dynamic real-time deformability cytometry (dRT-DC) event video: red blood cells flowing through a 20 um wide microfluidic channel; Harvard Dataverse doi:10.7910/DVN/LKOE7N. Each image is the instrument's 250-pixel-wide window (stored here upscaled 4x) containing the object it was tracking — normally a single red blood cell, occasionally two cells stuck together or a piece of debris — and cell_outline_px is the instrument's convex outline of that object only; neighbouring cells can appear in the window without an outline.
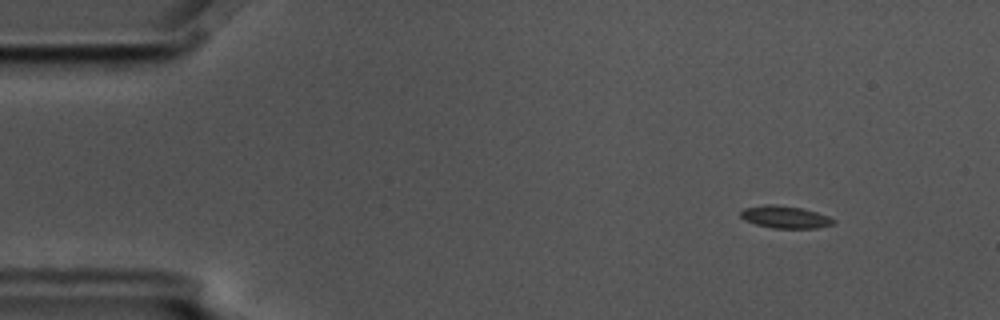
{"species": "common noctule bat (a hibernating species)", "species_latin": "Nyctalus noctula", "temperature_condition": "cold", "stored_images_in_passage": 57, "camera_frame_rate_fps": 3000, "um_per_image_px": 0.085, "animal": {"sex": "male", "body_mass_g": 17.5, "forearm_length_mm": 52.3}, "frame": {"image": 1, "passage_image": 7, "time_ms": 2.0, "image_size_px": [1000, 320], "cell_outline_px": [[836, 224], [816, 228], [772, 228], [756, 224], [744, 220], [740, 216], [740, 212], [744, 208], [764, 204], [776, 204], [804, 208], [828, 216], [836, 220]], "centroid_in_image_um": [66.75, 18.44], "position_along_channel_um": 18.3, "area_um2": 12.25}}
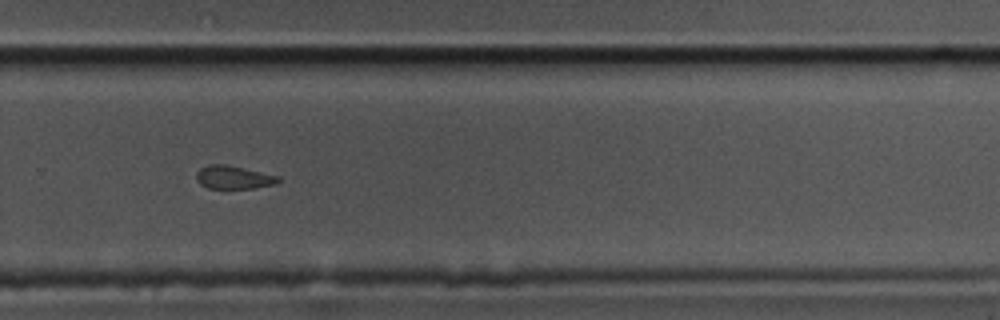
{"frame": {"image": 2, "passage_image": 39, "time_ms": 12.667, "image_size_px": [1000, 320], "cell_outline_px": [[280, 180], [276, 184], [252, 188], [208, 188], [200, 184], [196, 180], [196, 172], [200, 168], [208, 164], [228, 164], [280, 176]], "centroid_in_image_um": [19.84, 15.06], "position_along_channel_um": 310.0, "area_um2": 11.21}}
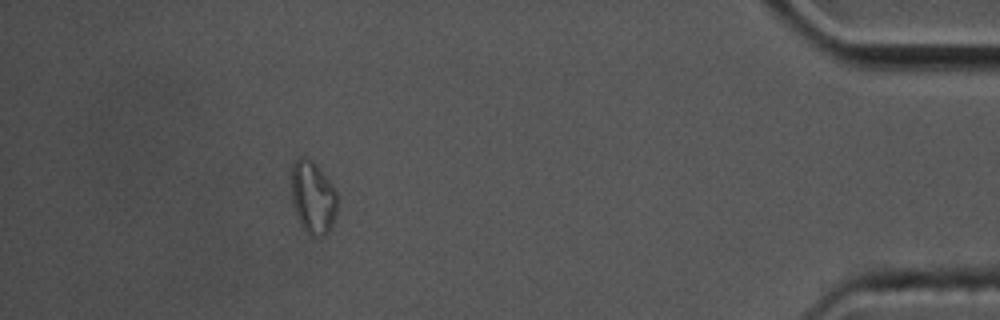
{"frame": {"image": 3, "passage_image": 52, "time_ms": 17.0, "image_size_px": [1000, 320], "cell_outline_px": [[336, 212], [332, 224], [328, 232], [324, 236], [312, 236], [300, 224], [296, 216], [292, 204], [292, 164], [300, 156], [304, 156], [312, 160], [320, 168], [336, 192]], "centroid_in_image_um": [26.58, 16.77], "position_along_channel_um": 408.6, "area_um2": 19.31}, "authors_computed_cell_mechanics": {"area_um2": 12.138, "velocity_mm_per_s": 3.565, "shape_relaxation_time_tau1_ms": 5.2718, "shape_relaxation_time_tau2_ms": 3.1158, "deformation_change_tau1": 0.1207, "deformation_change_tau2": 0.0745}}